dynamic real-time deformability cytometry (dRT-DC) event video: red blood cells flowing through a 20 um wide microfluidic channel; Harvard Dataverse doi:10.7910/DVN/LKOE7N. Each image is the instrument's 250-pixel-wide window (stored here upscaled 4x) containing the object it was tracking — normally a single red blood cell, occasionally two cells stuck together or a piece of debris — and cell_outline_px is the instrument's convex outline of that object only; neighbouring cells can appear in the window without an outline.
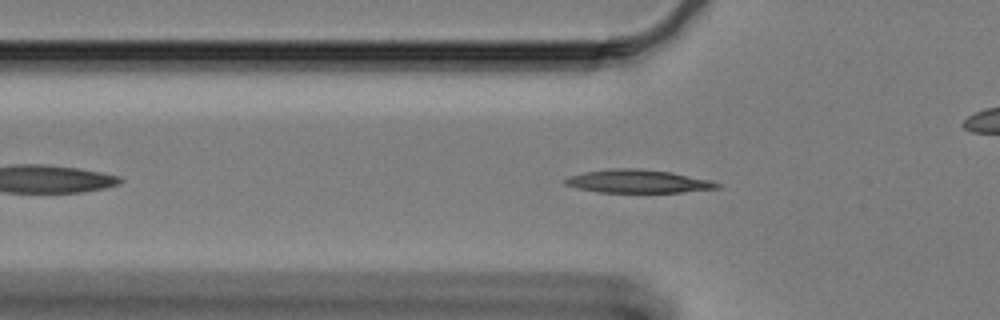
{"species": "Egyptian fruit bat (a non-hibernating species)", "species_latin": "Rousettus aegyptiacus", "temperature_condition": "cold", "stored_images_in_passage": 47, "camera_frame_rate_fps": 3000, "um_per_image_px": 0.085, "animal": {"sex": "female"}, "frame": {"image": 1, "passage_image": 5, "time_ms": 1.333, "image_size_px": [1000, 320], "cell_outline_px": [[720, 188], [684, 192], [596, 192], [576, 188], [564, 184], [564, 180], [568, 176], [584, 172], [612, 168], [636, 168], [672, 172], [708, 180], [720, 184]], "centroid_in_image_um": [54.18, 15.41], "position_along_channel_um": 71.6, "area_um2": 20.52}}
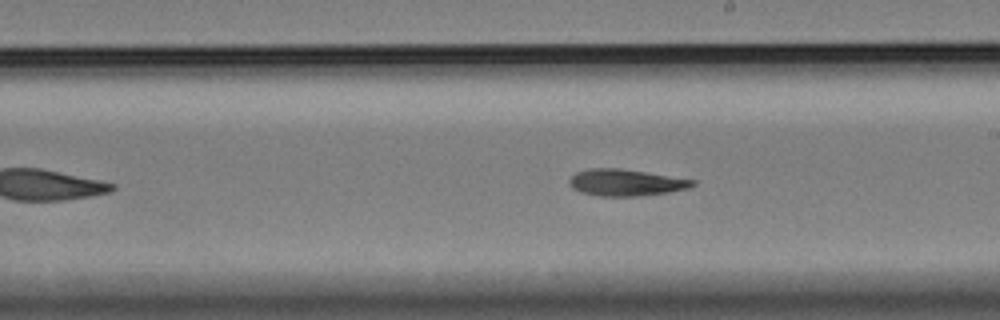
{"frame": {"image": 2, "passage_image": 20, "time_ms": 6.333, "image_size_px": [1000, 320], "cell_outline_px": [[696, 184], [688, 188], [668, 192], [640, 196], [596, 196], [580, 192], [572, 188], [568, 184], [568, 180], [576, 172], [592, 168], [620, 168], [696, 180]], "centroid_in_image_um": [53.16, 15.52], "position_along_channel_um": 235.8, "area_um2": 19.19}}
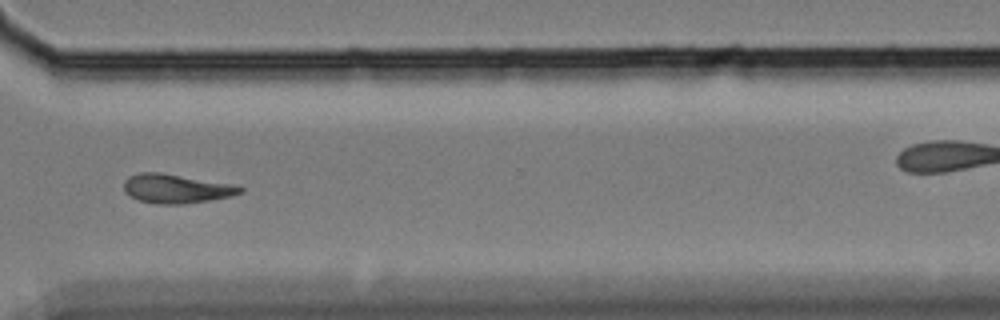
{"frame": {"image": 3, "passage_image": 31, "time_ms": 10.0, "image_size_px": [1000, 320], "cell_outline_px": [[244, 192], [228, 196], [208, 200], [184, 204], [156, 204], [136, 200], [128, 196], [124, 192], [124, 180], [128, 176], [140, 172], [160, 172], [232, 184], [244, 188]], "centroid_in_image_um": [14.9, 16.03], "position_along_channel_um": 355.7, "area_um2": 19.77}}